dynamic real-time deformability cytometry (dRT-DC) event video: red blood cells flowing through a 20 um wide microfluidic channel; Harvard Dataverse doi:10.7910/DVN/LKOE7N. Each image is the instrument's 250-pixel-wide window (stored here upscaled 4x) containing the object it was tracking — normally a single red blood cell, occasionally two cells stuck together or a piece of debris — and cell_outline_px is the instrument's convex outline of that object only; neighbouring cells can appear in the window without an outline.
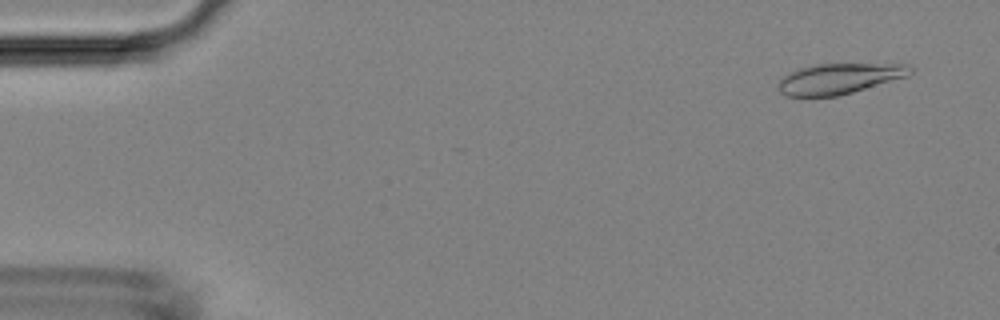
{"species": "Egyptian fruit bat (a non-hibernating species)", "species_latin": "Rousettus aegyptiacus", "temperature_condition": "room temperature", "stored_images_in_passage": 2, "camera_frame_rate_fps": 3000, "um_per_image_px": 0.085, "animal": {"sex": "female"}, "frame": {"image": 1, "passage_image": 1, "time_ms": 0.0, "image_size_px": [1000, 320], "cell_outline_px": [[916, 68], [908, 76], [852, 92], [836, 96], [784, 96], [776, 88], [780, 80], [788, 72], [800, 68], [816, 64], [908, 64]], "centroid_in_image_um": [71.33, 6.68], "position_along_channel_um": 13.7, "area_um2": 23.52}}